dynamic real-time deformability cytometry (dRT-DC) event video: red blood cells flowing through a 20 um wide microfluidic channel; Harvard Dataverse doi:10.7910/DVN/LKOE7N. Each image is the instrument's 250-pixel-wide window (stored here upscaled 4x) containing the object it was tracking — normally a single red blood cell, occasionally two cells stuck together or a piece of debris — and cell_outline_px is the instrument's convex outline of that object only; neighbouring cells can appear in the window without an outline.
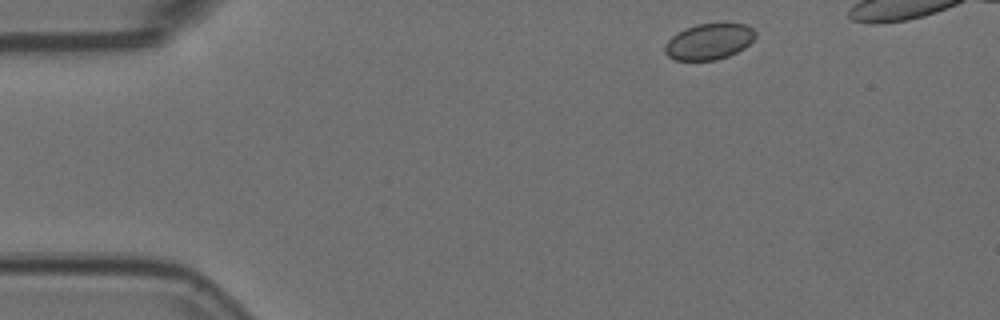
{"species": "Egyptian fruit bat (a non-hibernating species)", "species_latin": "Rousettus aegyptiacus", "temperature_condition": "room temperature", "stored_images_in_passage": 4, "camera_frame_rate_fps": 3000, "um_per_image_px": 0.085, "animal": {"sex": "female"}, "frame": {"image": 1, "passage_image": 1, "time_ms": 0.0, "image_size_px": [1000, 320], "cell_outline_px": [[756, 36], [744, 48], [728, 56], [716, 60], [676, 60], [668, 56], [664, 52], [664, 44], [676, 32], [684, 28], [696, 24], [744, 24], [752, 28], [756, 32]], "centroid_in_image_um": [60.23, 3.53], "position_along_channel_um": 24.8, "area_um2": 18.96}}